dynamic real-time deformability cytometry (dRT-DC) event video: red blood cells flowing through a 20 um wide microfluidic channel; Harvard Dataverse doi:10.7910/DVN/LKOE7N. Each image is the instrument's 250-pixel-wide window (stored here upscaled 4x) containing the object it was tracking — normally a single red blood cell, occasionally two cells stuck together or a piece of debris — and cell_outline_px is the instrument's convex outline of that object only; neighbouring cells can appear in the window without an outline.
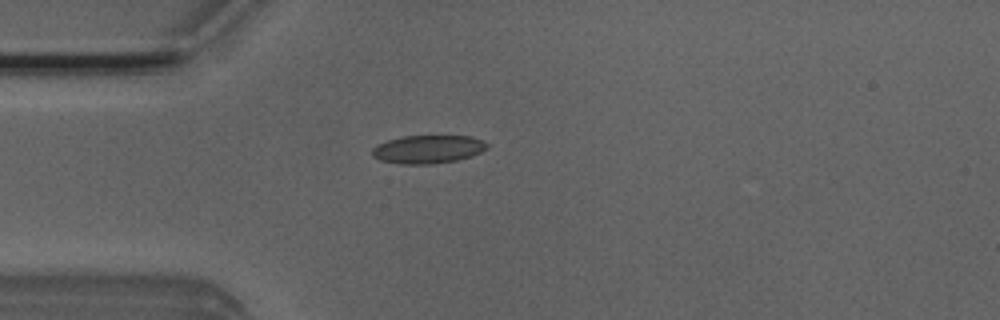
{"species": "Egyptian fruit bat (a non-hibernating species)", "species_latin": "Rousettus aegyptiacus", "temperature_condition": "room temperature", "stored_images_in_passage": 6, "camera_frame_rate_fps": 3000, "um_per_image_px": 0.085, "animal": {"sex": "male"}, "frame": {"image": 1, "passage_image": 2, "time_ms": 0.333, "image_size_px": [1000, 320], "cell_outline_px": [[488, 148], [472, 156], [456, 160], [432, 164], [400, 164], [380, 160], [372, 156], [372, 148], [376, 144], [388, 140], [404, 136], [472, 136], [484, 140], [488, 144]], "centroid_in_image_um": [36.38, 12.68], "position_along_channel_um": 48.6, "area_um2": 19.02}}